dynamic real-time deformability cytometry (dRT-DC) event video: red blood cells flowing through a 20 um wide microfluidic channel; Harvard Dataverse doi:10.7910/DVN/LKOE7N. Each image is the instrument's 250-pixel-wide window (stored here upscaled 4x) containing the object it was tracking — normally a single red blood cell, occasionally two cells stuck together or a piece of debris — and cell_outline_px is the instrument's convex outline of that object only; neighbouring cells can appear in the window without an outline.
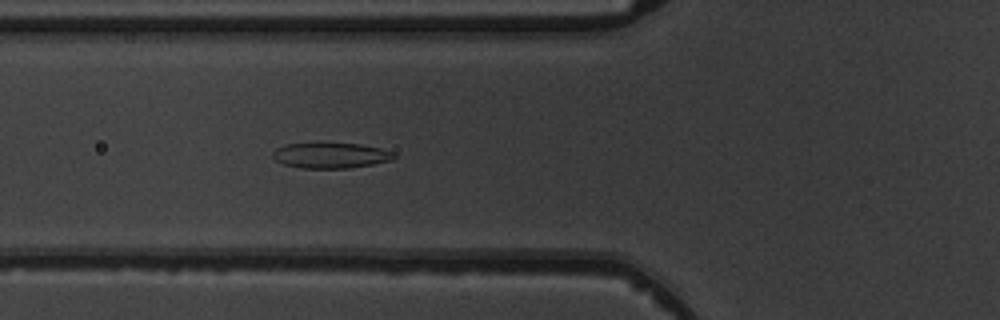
{"species": "common noctule bat (a hibernating species)", "species_latin": "Nyctalus noctula", "temperature_condition": "warm", "stored_images_in_passage": 6, "camera_frame_rate_fps": 3000, "um_per_image_px": 0.085, "animal": {"sex": "male", "body_mass_g": 19.5, "forearm_length_mm": 54.6}, "frame": {"image": 1, "passage_image": 6, "time_ms": 6.0, "image_size_px": [1000, 320], "cell_outline_px": [[396, 156], [392, 160], [372, 164], [348, 168], [300, 168], [284, 164], [276, 160], [272, 156], [272, 152], [276, 148], [284, 144], [360, 144], [380, 148], [392, 152]], "centroid_in_image_um": [28.09, 13.22], "position_along_channel_um": 97.7, "area_um2": 17.74}}